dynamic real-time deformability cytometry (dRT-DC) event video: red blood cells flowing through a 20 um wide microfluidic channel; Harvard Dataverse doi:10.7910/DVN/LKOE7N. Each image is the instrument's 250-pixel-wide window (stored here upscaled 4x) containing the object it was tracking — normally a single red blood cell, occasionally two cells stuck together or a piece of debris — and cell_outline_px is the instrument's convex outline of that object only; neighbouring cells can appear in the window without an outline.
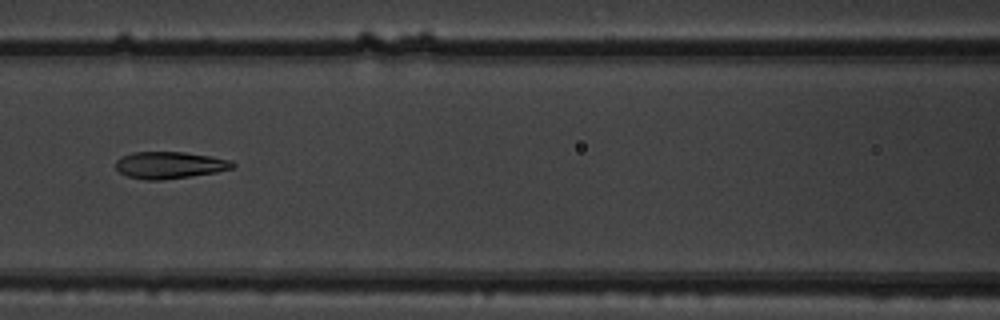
{"species": "common noctule bat (a hibernating species)", "species_latin": "Nyctalus noctula", "temperature_condition": "warm", "stored_images_in_passage": 8, "camera_frame_rate_fps": 3000, "um_per_image_px": 0.085, "animal": {"sex": "male", "body_mass_g": 19.5, "forearm_length_mm": 54.6}, "frame": {"image": 1, "passage_image": 5, "time_ms": 1.333, "image_size_px": [1000, 320], "cell_outline_px": [[236, 164], [232, 168], [216, 172], [160, 180], [144, 180], [128, 176], [120, 172], [116, 168], [116, 160], [120, 156], [132, 152], [184, 152], [212, 156], [232, 160]], "centroid_in_image_um": [14.41, 14.02], "position_along_channel_um": 152.2, "area_um2": 18.32}}
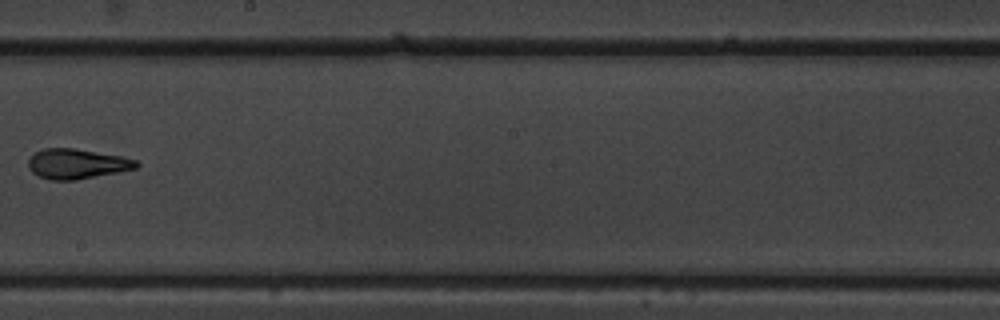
{"frame": {"image": 2, "passage_image": 7, "time_ms": 2.0, "image_size_px": [1000, 320], "cell_outline_px": [[140, 164], [136, 168], [76, 180], [52, 180], [40, 176], [32, 172], [28, 168], [28, 160], [36, 152], [44, 148], [72, 148], [120, 156], [136, 160]], "centroid_in_image_um": [6.51, 13.93], "position_along_channel_um": 241.7, "area_um2": 18.55}}
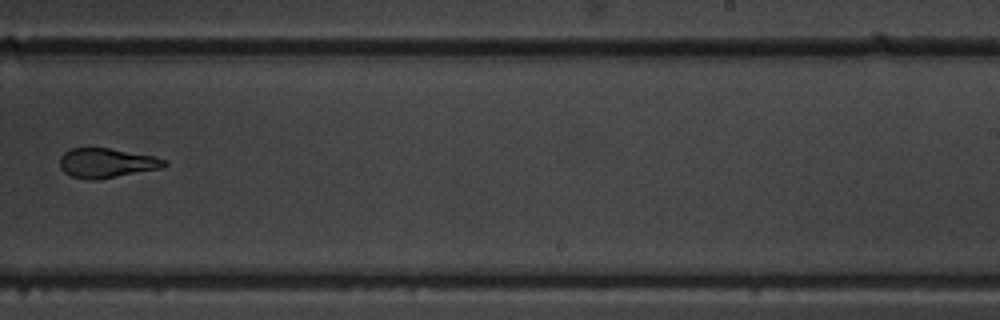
{"frame": {"image": 3, "passage_image": 8, "time_ms": 2.333, "image_size_px": [1000, 320], "cell_outline_px": [[168, 164], [164, 168], [96, 180], [88, 180], [72, 176], [64, 172], [60, 168], [60, 156], [64, 152], [72, 148], [108, 148], [156, 156], [168, 160]], "centroid_in_image_um": [9.1, 13.86], "position_along_channel_um": 279.9, "area_um2": 18.21}}